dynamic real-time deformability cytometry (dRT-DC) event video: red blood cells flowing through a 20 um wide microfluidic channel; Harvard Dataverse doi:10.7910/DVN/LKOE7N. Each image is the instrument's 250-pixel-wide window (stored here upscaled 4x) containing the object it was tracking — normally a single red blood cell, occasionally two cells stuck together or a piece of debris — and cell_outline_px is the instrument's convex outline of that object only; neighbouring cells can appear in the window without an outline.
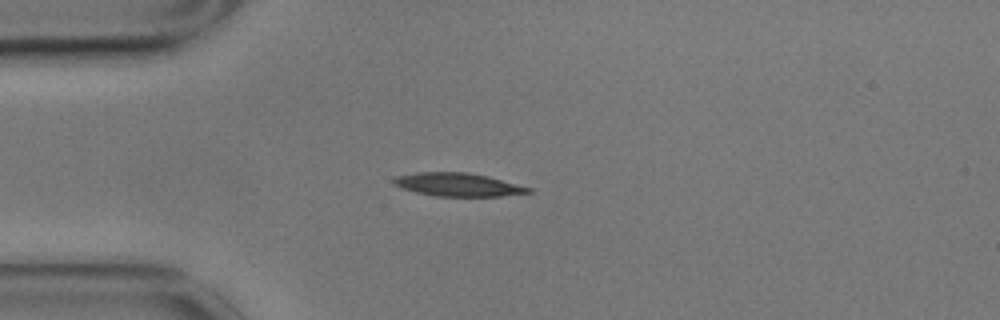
{"species": "common noctule bat (a hibernating species)", "species_latin": "Nyctalus noctula", "temperature_condition": "cold", "stored_images_in_passage": 43, "camera_frame_rate_fps": 3000, "um_per_image_px": 0.085, "animal": {"sex": "male", "body_mass_g": 17.9}, "frame": {"image": 1, "passage_image": 1, "time_ms": 0.0, "image_size_px": [1000, 320], "cell_outline_px": [[532, 192], [500, 196], [436, 196], [416, 192], [400, 188], [392, 184], [392, 180], [396, 176], [416, 172], [468, 172], [488, 176], [532, 188]], "centroid_in_image_um": [38.89, 15.69], "position_along_channel_um": 46.1, "area_um2": 18.32}}
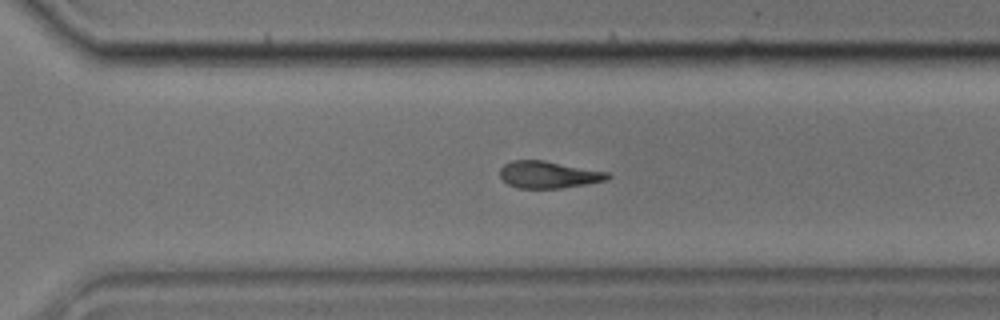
{"frame": {"image": 2, "passage_image": 26, "time_ms": 8.333, "image_size_px": [1000, 320], "cell_outline_px": [[612, 176], [608, 180], [588, 184], [560, 188], [520, 188], [508, 184], [500, 176], [500, 168], [504, 164], [512, 160], [544, 160], [608, 172]], "centroid_in_image_um": [46.65, 14.84], "position_along_channel_um": 324.0, "area_um2": 16.99}}
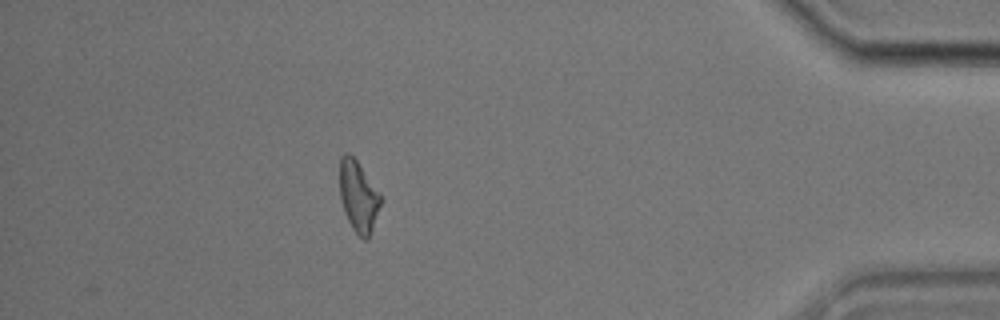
{"frame": {"image": 3, "passage_image": 37, "time_ms": 12.0, "image_size_px": [1000, 320], "cell_outline_px": [[380, 204], [368, 240], [364, 240], [352, 228], [344, 212], [340, 200], [340, 156], [344, 152], [348, 152], [356, 160], [380, 192]], "centroid_in_image_um": [30.44, 16.67], "position_along_channel_um": 404.8, "area_um2": 16.76}, "authors_computed_cell_mechanics": {"area_um2": 17.8024, "velocity_mm_per_s": 3.5043, "shape_relaxation_time_tau1_ms": 2.5586, "shape_relaxation_time_tau2_ms": null, "deformation_change_tau1": 0.1472, "deformation_change_tau2": null}}